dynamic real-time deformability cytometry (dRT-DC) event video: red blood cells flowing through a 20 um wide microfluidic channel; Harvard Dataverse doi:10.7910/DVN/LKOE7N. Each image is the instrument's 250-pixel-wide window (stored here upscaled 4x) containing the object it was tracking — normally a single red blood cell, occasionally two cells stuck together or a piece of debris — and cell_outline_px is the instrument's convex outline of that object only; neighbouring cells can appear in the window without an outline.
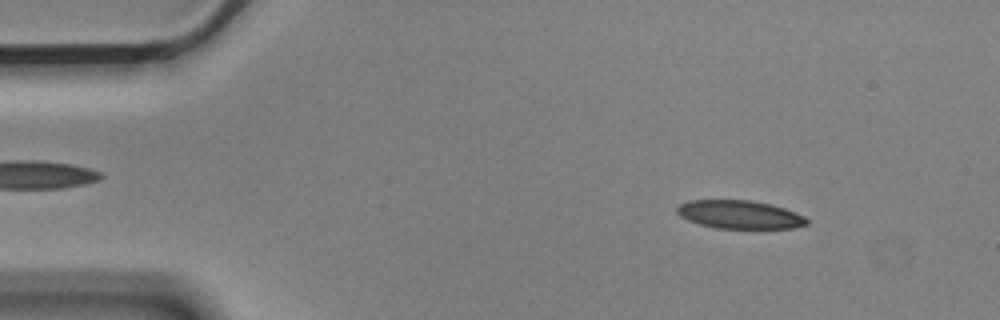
{"species": "Egyptian fruit bat (a non-hibernating species)", "species_latin": "Rousettus aegyptiacus", "temperature_condition": "cold", "stored_images_in_passage": 6, "camera_frame_rate_fps": 3000, "um_per_image_px": 0.085, "animal": {"sex": "male"}, "frame": {"image": 1, "passage_image": 1, "time_ms": 0.0, "image_size_px": [1000, 320], "cell_outline_px": [[808, 224], [792, 228], [716, 228], [700, 224], [688, 220], [680, 216], [676, 212], [676, 208], [680, 204], [688, 200], [752, 200], [784, 208], [796, 212], [804, 216], [808, 220]], "centroid_in_image_um": [62.85, 18.23], "position_along_channel_um": 22.1, "area_um2": 21.33}}
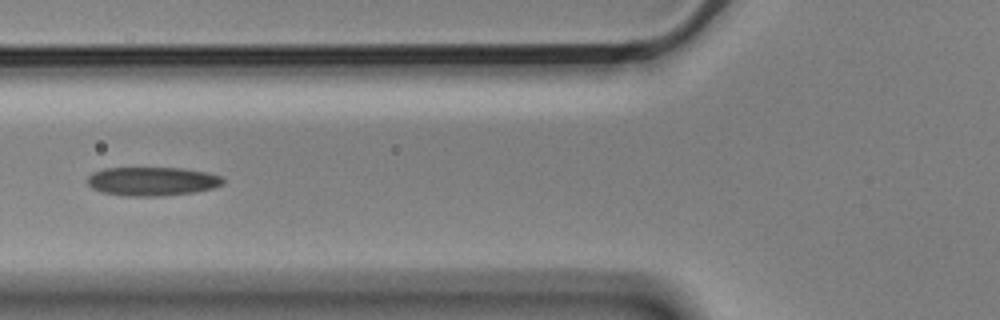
{"frame": {"image": 2, "passage_image": 5, "time_ms": 1.333, "image_size_px": [1000, 320], "cell_outline_px": [[224, 184], [212, 188], [192, 192], [160, 196], [124, 196], [100, 192], [92, 188], [88, 184], [88, 176], [92, 172], [104, 168], [184, 168], [208, 172], [224, 176]], "centroid_in_image_um": [12.94, 15.4], "position_along_channel_um": 112.9, "area_um2": 22.95}}
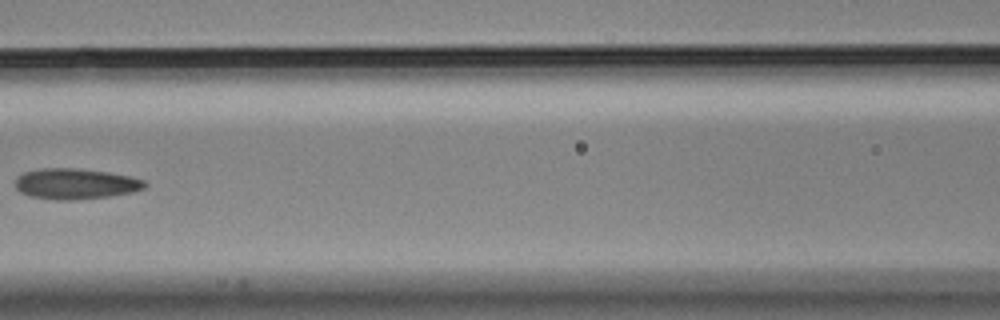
{"frame": {"image": 3, "passage_image": 6, "time_ms": 1.667, "image_size_px": [1000, 320], "cell_outline_px": [[148, 184], [144, 188], [132, 192], [108, 196], [72, 200], [52, 200], [28, 196], [20, 192], [12, 184], [16, 176], [24, 172], [40, 168], [72, 168], [104, 172], [128, 176], [144, 180]], "centroid_in_image_um": [6.32, 15.63], "position_along_channel_um": 160.3, "area_um2": 23.24}}